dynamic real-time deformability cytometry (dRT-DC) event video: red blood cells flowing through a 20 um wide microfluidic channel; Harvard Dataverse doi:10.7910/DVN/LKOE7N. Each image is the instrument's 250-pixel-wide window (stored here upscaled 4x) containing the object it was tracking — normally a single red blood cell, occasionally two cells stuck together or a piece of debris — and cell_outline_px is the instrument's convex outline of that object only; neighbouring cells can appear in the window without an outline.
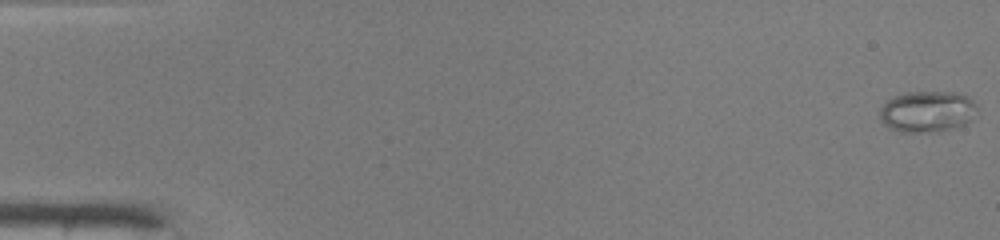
{"species": "common noctule bat (a hibernating species)", "species_latin": "Nyctalus noctula", "temperature_condition": "warm", "stored_images_in_passage": 49, "camera_frame_rate_fps": 3000, "um_per_image_px": 0.085, "animal": {"sex": "male", "body_mass_g": 19.0, "forearm_length_mm": 50.8}, "frame": {"image": 1, "passage_image": 1, "time_ms": 0.0, "image_size_px": [1000, 240], "cell_outline_px": [[980, 108], [972, 120], [964, 124], [952, 128], [916, 132], [900, 132], [888, 128], [880, 120], [880, 108], [888, 100], [896, 96], [908, 92], [956, 92], [968, 96]], "centroid_in_image_um": [78.84, 9.47], "position_along_channel_um": 6.2, "area_um2": 23.35}}
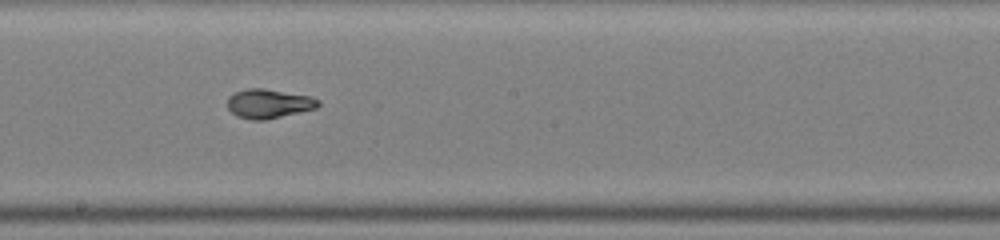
{"frame": {"image": 2, "passage_image": 28, "time_ms": 9.0, "image_size_px": [1000, 240], "cell_outline_px": [[320, 104], [316, 108], [264, 120], [252, 120], [236, 116], [228, 108], [228, 96], [236, 92], [248, 88], [264, 88], [312, 96], [320, 100]], "centroid_in_image_um": [22.85, 8.8], "position_along_channel_um": 225.4, "area_um2": 15.43}}
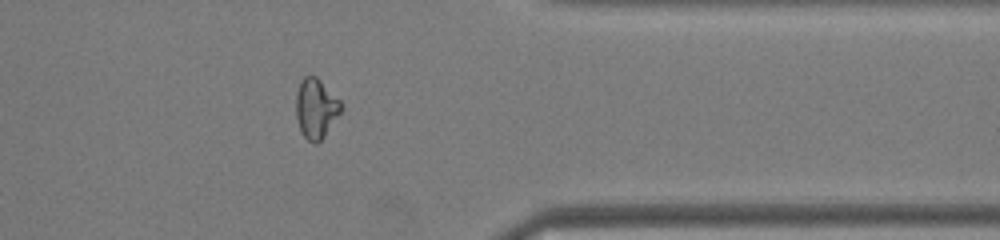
{"frame": {"image": 3, "passage_image": 40, "time_ms": 13.0, "image_size_px": [1000, 240], "cell_outline_px": [[344, 108], [324, 136], [316, 144], [312, 144], [304, 136], [300, 128], [296, 116], [296, 92], [300, 80], [304, 76], [316, 76], [340, 100]], "centroid_in_image_um": [26.86, 9.21], "position_along_channel_um": 384.5, "area_um2": 15.72}, "authors_computed_cell_mechanics": {"area_um2": 16.2996, "velocity_mm_per_s": 4.2228, "shape_relaxation_time_tau1_ms": 6.8479, "shape_relaxation_time_tau2_ms": null, "deformation_change_tau1": 0.2648, "deformation_change_tau2": null}}